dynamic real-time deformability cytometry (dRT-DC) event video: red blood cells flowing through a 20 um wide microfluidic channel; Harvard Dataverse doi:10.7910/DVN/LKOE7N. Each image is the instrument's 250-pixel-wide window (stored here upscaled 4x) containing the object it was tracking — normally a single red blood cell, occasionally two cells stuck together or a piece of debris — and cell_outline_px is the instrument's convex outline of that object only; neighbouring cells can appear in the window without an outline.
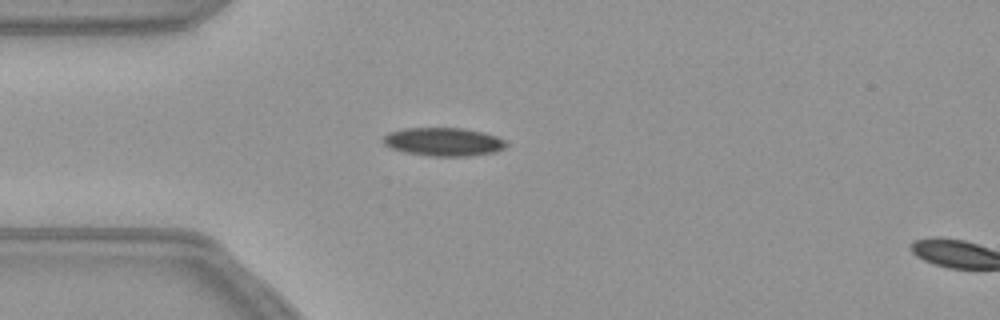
{"species": "common noctule bat (a hibernating species)", "species_latin": "Nyctalus noctula", "temperature_condition": "warm", "stored_images_in_passage": 41, "camera_frame_rate_fps": 3000, "um_per_image_px": 0.085, "animal": {"sex": "female", "body_mass_g": 21.9}, "frame": {"image": 1, "passage_image": 1, "time_ms": 0.0, "image_size_px": [1000, 320], "cell_outline_px": [[508, 144], [504, 148], [496, 152], [468, 156], [432, 156], [404, 152], [392, 148], [384, 144], [384, 136], [388, 132], [404, 128], [464, 128], [484, 132], [496, 136], [504, 140]], "centroid_in_image_um": [37.72, 12.05], "position_along_channel_um": 47.3, "area_um2": 20.35}}
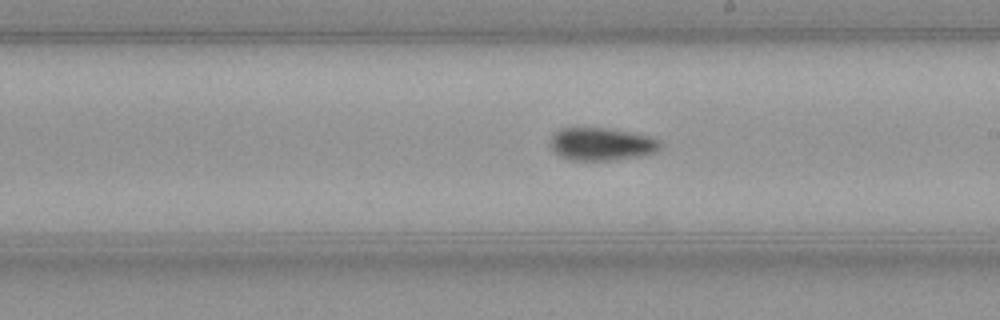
{"frame": {"image": 2, "passage_image": 17, "time_ms": 5.333, "image_size_px": [1000, 320], "cell_outline_px": [[660, 152], [640, 156], [612, 160], [568, 160], [552, 152], [552, 136], [560, 128], [604, 128], [628, 132], [648, 136], [660, 140]], "centroid_in_image_um": [51.14, 12.26], "position_along_channel_um": 237.9, "area_um2": 20.92}}
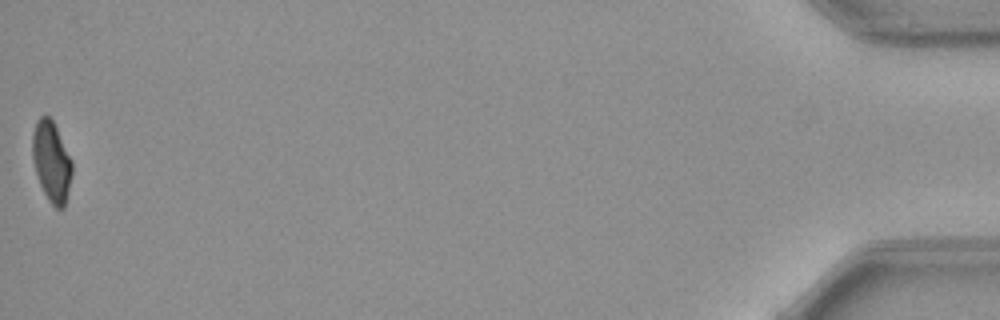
{"frame": {"image": 3, "passage_image": 41, "time_ms": 13.333, "image_size_px": [1000, 320], "cell_outline_px": [[72, 172], [64, 208], [56, 208], [48, 200], [40, 184], [32, 160], [32, 132], [36, 120], [40, 116], [48, 116], [52, 120], [72, 160]], "centroid_in_image_um": [4.36, 13.72], "position_along_channel_um": 430.8, "area_um2": 18.44}}